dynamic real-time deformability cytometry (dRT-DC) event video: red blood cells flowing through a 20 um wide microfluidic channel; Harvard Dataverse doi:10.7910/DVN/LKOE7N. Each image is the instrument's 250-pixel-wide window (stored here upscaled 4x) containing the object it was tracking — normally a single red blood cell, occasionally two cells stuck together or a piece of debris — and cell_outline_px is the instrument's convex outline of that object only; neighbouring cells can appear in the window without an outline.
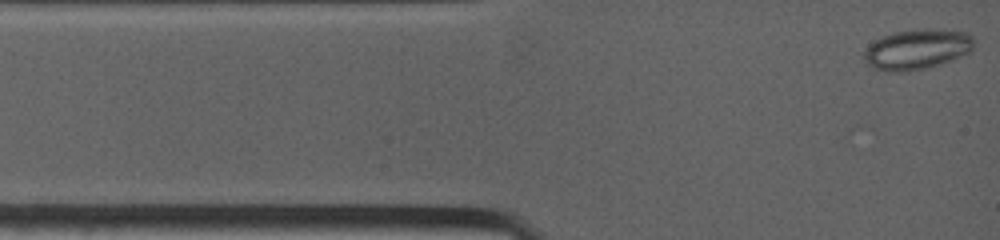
{"species": "common noctule bat (a hibernating species)", "species_latin": "Nyctalus noctula", "temperature_condition": "warm", "stored_images_in_passage": 53, "camera_frame_rate_fps": 4500, "um_per_image_px": 0.085, "animal": {"sex": "female", "body_mass_g": 19.0, "forearm_length_mm": 53.3}, "frame": {"image": 1, "passage_image": 1, "time_ms": 0.0, "image_size_px": [1000, 240], "cell_outline_px": [[972, 52], [952, 60], [928, 68], [896, 72], [872, 68], [864, 60], [864, 52], [868, 44], [884, 36], [896, 32], [924, 28], [928, 28], [968, 32], [972, 36]], "centroid_in_image_um": [77.96, 4.19], "position_along_channel_um": 7.0, "area_um2": 25.72}}
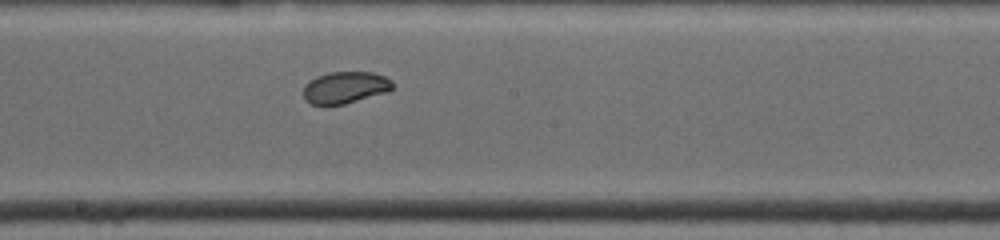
{"frame": {"image": 2, "passage_image": 28, "time_ms": 6.444, "image_size_px": [1000, 240], "cell_outline_px": [[392, 88], [388, 92], [344, 104], [312, 104], [304, 100], [304, 84], [308, 80], [316, 76], [332, 72], [372, 72], [384, 76], [392, 80]], "centroid_in_image_um": [29.33, 7.43], "position_along_channel_um": 218.9, "area_um2": 16.53}}
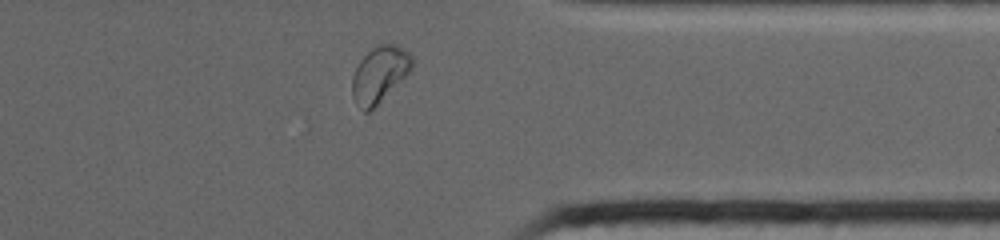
{"frame": {"image": 3, "passage_image": 46, "time_ms": 10.667, "image_size_px": [1000, 240], "cell_outline_px": [[412, 68], [368, 112], [364, 112], [356, 104], [352, 96], [352, 76], [360, 60], [372, 48], [380, 44], [396, 44], [408, 52], [412, 56]], "centroid_in_image_um": [32.22, 6.29], "position_along_channel_um": 379.2, "area_um2": 18.9}, "authors_computed_cell_mechanics": {"area_um2": 18.9006, "velocity_mm_per_s": 3.9721, "shape_relaxation_time_tau1_ms": null, "shape_relaxation_time_tau2_ms": 1.5868, "deformation_change_tau1": null, "deformation_change_tau2": 0.0492}}